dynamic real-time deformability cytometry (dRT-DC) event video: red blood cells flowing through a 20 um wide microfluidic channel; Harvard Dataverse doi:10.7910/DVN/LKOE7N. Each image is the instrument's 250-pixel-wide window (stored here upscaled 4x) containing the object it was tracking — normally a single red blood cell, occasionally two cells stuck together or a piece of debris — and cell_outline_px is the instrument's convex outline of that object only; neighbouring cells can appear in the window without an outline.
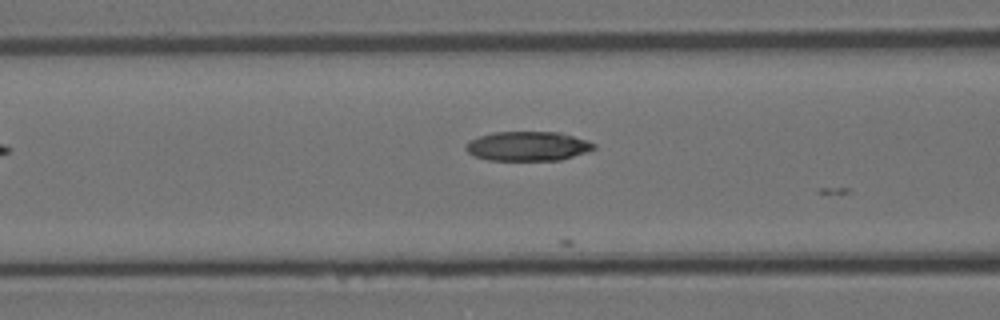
{"species": "Egyptian fruit bat (a non-hibernating species)", "species_latin": "Rousettus aegyptiacus", "temperature_condition": "room temperature", "stored_images_in_passage": 13, "camera_frame_rate_fps": 3000, "um_per_image_px": 0.085, "animal": {"sex": "female"}, "frame": {"image": 1, "passage_image": 6, "time_ms": 1.667, "image_size_px": [1000, 320], "cell_outline_px": [[596, 148], [560, 160], [488, 160], [476, 156], [468, 152], [464, 148], [468, 140], [492, 132], [556, 132], [572, 136], [596, 144]], "centroid_in_image_um": [44.8, 12.42], "position_along_channel_um": 121.8, "area_um2": 21.68}}